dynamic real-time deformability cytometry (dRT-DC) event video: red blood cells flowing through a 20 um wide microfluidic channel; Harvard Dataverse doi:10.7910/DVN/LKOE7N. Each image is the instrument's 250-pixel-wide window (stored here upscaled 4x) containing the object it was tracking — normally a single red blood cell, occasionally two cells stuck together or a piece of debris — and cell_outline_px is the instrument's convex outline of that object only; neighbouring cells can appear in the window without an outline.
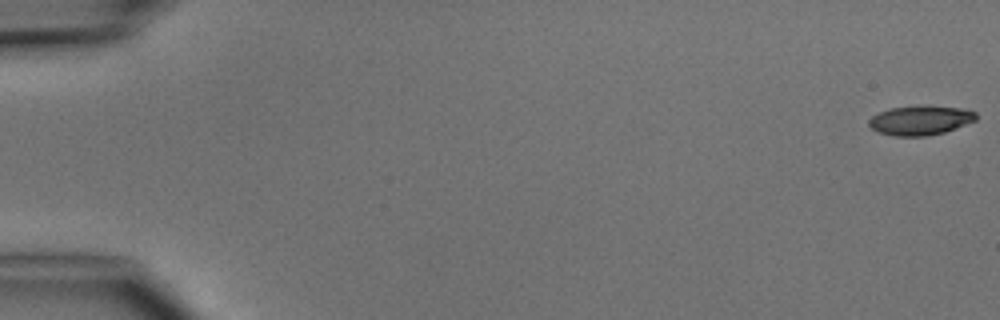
{"species": "common noctule bat (a hibernating species)", "species_latin": "Nyctalus noctula", "temperature_condition": "cold", "stored_images_in_passage": 5, "camera_frame_rate_fps": 3000, "um_per_image_px": 0.085, "animal": {"sex": "male", "body_mass_g": 15.6}, "frame": {"image": 1, "passage_image": 1, "time_ms": 0.0, "image_size_px": [1000, 320], "cell_outline_px": [[976, 120], [956, 128], [944, 132], [924, 136], [892, 136], [876, 132], [868, 124], [868, 120], [872, 116], [880, 112], [892, 108], [928, 104], [968, 108], [976, 112]], "centroid_in_image_um": [78.26, 10.2], "position_along_channel_um": 6.7, "area_um2": 18.79}}
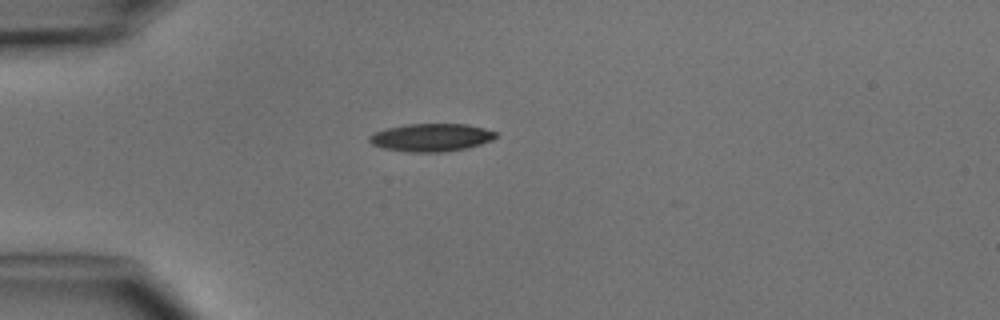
{"frame": {"image": 2, "passage_image": 4, "time_ms": 4.333, "image_size_px": [1000, 320], "cell_outline_px": [[496, 136], [492, 140], [480, 144], [464, 148], [440, 152], [412, 152], [384, 148], [372, 144], [368, 140], [368, 136], [376, 132], [388, 128], [404, 124], [468, 124], [484, 128], [496, 132]], "centroid_in_image_um": [36.64, 11.67], "position_along_channel_um": 48.4, "area_um2": 20.29}}